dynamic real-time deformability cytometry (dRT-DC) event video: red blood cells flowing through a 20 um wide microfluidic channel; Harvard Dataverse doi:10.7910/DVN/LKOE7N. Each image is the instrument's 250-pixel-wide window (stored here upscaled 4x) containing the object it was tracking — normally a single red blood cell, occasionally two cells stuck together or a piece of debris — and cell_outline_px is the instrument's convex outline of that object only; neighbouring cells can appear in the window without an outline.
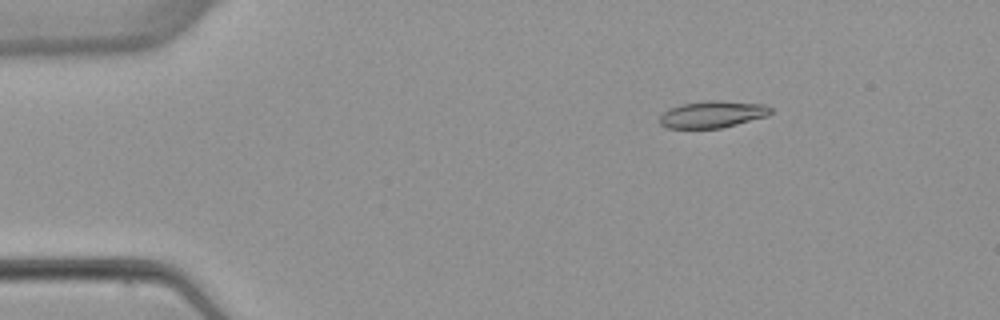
{"species": "common noctule bat (a hibernating species)", "species_latin": "Nyctalus noctula", "temperature_condition": "warm", "stored_images_in_passage": 3, "camera_frame_rate_fps": 3000, "um_per_image_px": 0.085, "animal": {"sex": "female", "body_mass_g": 22.7, "forearm_length_mm": 54.2}, "frame": {"image": 1, "passage_image": 2, "time_ms": 1.333, "image_size_px": [1000, 320], "cell_outline_px": [[772, 112], [768, 116], [720, 128], [668, 128], [660, 124], [660, 116], [664, 112], [680, 104], [712, 100], [716, 100], [764, 104], [772, 108]], "centroid_in_image_um": [60.59, 9.72], "position_along_channel_um": 24.4, "area_um2": 17.22}}